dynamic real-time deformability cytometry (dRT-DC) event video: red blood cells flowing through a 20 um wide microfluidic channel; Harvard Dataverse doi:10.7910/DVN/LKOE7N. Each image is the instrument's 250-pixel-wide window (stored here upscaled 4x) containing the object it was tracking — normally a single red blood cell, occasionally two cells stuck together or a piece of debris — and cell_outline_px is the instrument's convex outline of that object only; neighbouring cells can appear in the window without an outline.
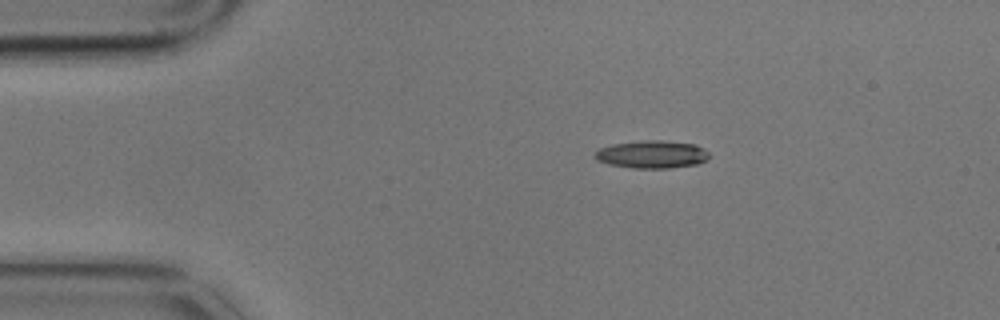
{"species": "common noctule bat (a hibernating species)", "species_latin": "Nyctalus noctula", "temperature_condition": "cold", "stored_images_in_passage": 4, "camera_frame_rate_fps": 3000, "um_per_image_px": 0.085, "animal": {"sex": "male", "body_mass_g": 17.9}, "frame": {"image": 1, "passage_image": 1, "time_ms": 0.0, "image_size_px": [1000, 320], "cell_outline_px": [[712, 156], [708, 160], [696, 164], [668, 168], [632, 168], [608, 164], [596, 160], [592, 156], [600, 148], [612, 144], [644, 140], [660, 140], [696, 144], [704, 148]], "centroid_in_image_um": [55.43, 13.12], "position_along_channel_um": 29.6, "area_um2": 18.67}}
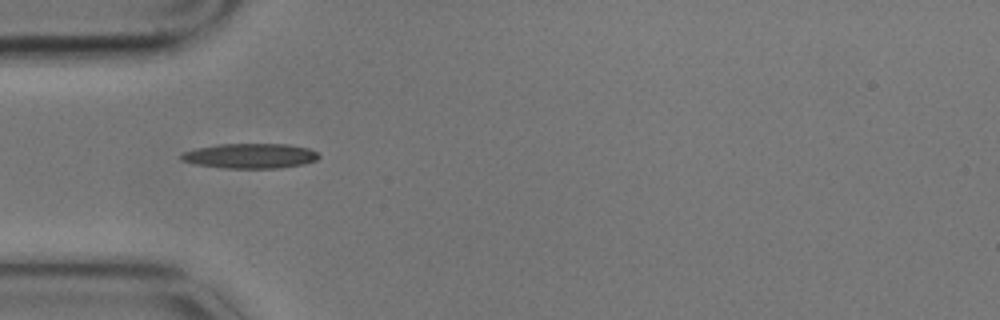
{"frame": {"image": 2, "passage_image": 3, "time_ms": 0.667, "image_size_px": [1000, 320], "cell_outline_px": [[320, 156], [316, 160], [304, 164], [280, 168], [224, 168], [196, 164], [180, 160], [180, 156], [184, 152], [196, 148], [220, 144], [288, 144], [308, 148], [316, 152]], "centroid_in_image_um": [21.27, 13.25], "position_along_channel_um": 63.7, "area_um2": 19.94}}